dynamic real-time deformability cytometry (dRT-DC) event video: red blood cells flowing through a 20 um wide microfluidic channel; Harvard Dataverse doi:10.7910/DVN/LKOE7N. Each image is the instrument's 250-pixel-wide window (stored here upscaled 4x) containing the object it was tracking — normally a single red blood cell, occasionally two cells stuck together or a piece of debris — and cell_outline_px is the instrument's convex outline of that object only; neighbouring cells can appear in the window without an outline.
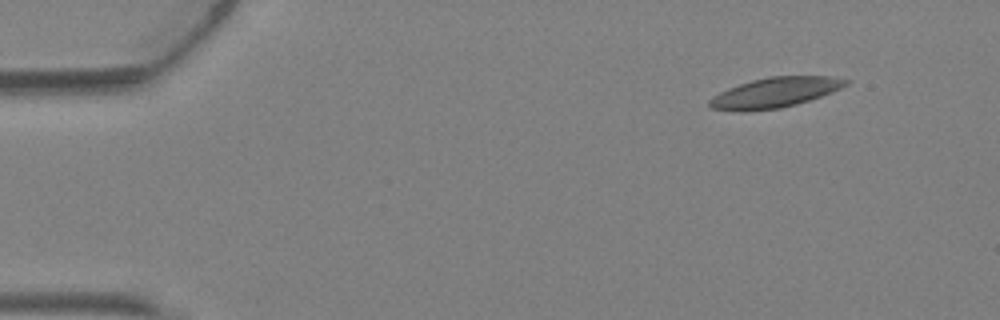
{"species": "Egyptian fruit bat (a non-hibernating species)", "species_latin": "Rousettus aegyptiacus", "temperature_condition": "warm", "stored_images_in_passage": 7, "camera_frame_rate_fps": 3000, "um_per_image_px": 0.085, "animal": {"sex": "female"}, "frame": {"image": 1, "passage_image": 1, "time_ms": 0.0, "image_size_px": [1000, 320], "cell_outline_px": [[852, 80], [848, 84], [832, 92], [796, 104], [780, 108], [744, 112], [740, 112], [712, 108], [708, 104], [708, 100], [712, 96], [728, 88], [752, 80], [768, 76], [836, 76]], "centroid_in_image_um": [65.87, 7.86], "position_along_channel_um": 19.1, "area_um2": 24.04}}
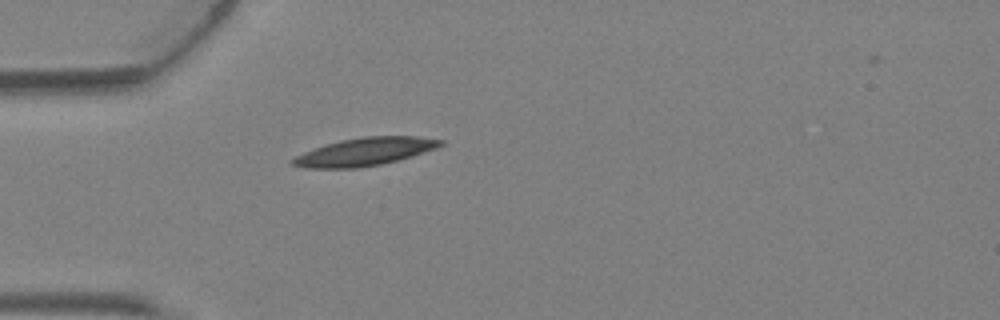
{"frame": {"image": 2, "passage_image": 3, "time_ms": 0.667, "image_size_px": [1000, 320], "cell_outline_px": [[444, 144], [436, 148], [396, 160], [380, 164], [356, 168], [304, 168], [288, 164], [288, 160], [304, 152], [324, 144], [340, 140], [364, 136], [416, 136], [444, 140]], "centroid_in_image_um": [30.93, 12.89], "position_along_channel_um": 54.1, "area_um2": 23.99}}